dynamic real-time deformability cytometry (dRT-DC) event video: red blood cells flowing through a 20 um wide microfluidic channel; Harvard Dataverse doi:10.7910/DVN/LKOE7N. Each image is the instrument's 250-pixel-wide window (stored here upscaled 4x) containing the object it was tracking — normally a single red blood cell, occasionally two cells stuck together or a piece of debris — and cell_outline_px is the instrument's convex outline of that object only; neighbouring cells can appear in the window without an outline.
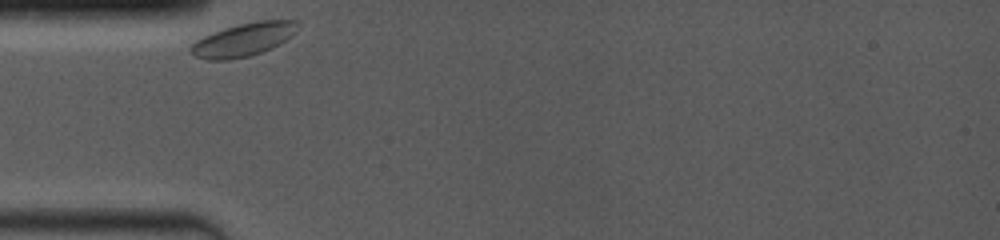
{"species": "common noctule bat (a hibernating species)", "species_latin": "Nyctalus noctula", "temperature_condition": "room temperature", "stored_images_in_passage": 22, "camera_frame_rate_fps": 4000, "um_per_image_px": 0.085, "animal": {"sex": "female", "body_mass_g": 19.0, "forearm_length_mm": 53.3}, "frame": {"image": 1, "passage_image": 1, "time_ms": 0.0, "image_size_px": [1000, 240], "cell_outline_px": [[300, 24], [296, 32], [292, 36], [280, 44], [272, 48], [248, 56], [228, 60], [208, 60], [196, 56], [188, 52], [188, 48], [196, 40], [212, 32], [224, 28], [256, 20], [300, 20]], "centroid_in_image_um": [20.71, 3.36], "position_along_channel_um": 64.3, "area_um2": 20.92}}
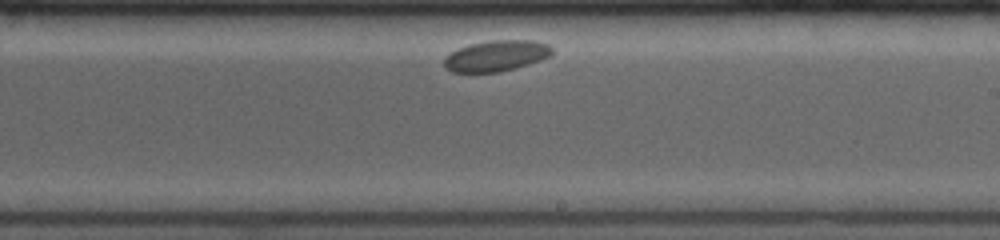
{"frame": {"image": 2, "passage_image": 13, "time_ms": 5.5, "image_size_px": [1000, 240], "cell_outline_px": [[552, 52], [548, 56], [540, 60], [516, 68], [500, 72], [452, 72], [444, 68], [444, 56], [468, 44], [488, 40], [532, 40], [548, 44], [552, 48]], "centroid_in_image_um": [42.15, 4.74], "position_along_channel_um": 246.9, "area_um2": 19.48}}
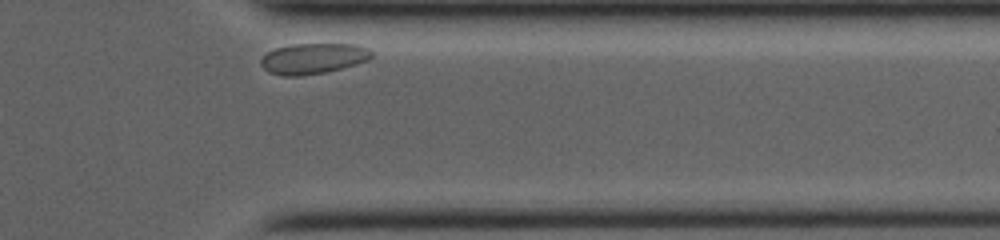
{"frame": {"image": 3, "passage_image": 22, "time_ms": 9.5, "image_size_px": [1000, 240], "cell_outline_px": [[376, 56], [368, 60], [356, 64], [324, 72], [300, 76], [284, 76], [268, 72], [260, 64], [260, 60], [268, 52], [276, 48], [292, 44], [356, 44], [368, 48]], "centroid_in_image_um": [26.64, 4.97], "position_along_channel_um": 384.8, "area_um2": 19.77}}